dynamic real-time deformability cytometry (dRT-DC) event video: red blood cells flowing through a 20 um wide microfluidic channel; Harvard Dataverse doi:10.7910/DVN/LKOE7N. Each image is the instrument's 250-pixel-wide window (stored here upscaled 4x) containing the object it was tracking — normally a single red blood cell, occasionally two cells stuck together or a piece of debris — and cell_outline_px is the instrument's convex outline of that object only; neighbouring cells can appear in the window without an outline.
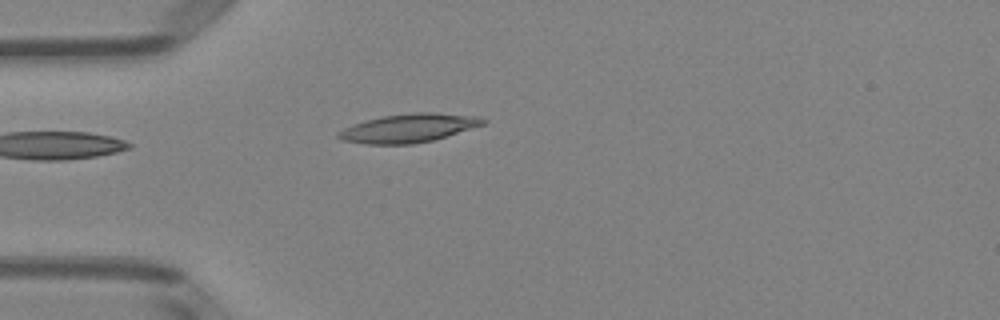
{"species": "Egyptian fruit bat (a non-hibernating species)", "species_latin": "Rousettus aegyptiacus", "temperature_condition": "room temperature", "stored_images_in_passage": 4, "camera_frame_rate_fps": 3000, "um_per_image_px": 0.085, "animal": {"sex": "female"}, "frame": {"image": 1, "passage_image": 4, "time_ms": 4.333, "image_size_px": [1000, 320], "cell_outline_px": [[488, 120], [484, 124], [432, 140], [412, 144], [364, 144], [344, 140], [336, 136], [336, 132], [352, 124], [364, 120], [384, 116], [416, 112], [432, 112], [480, 116]], "centroid_in_image_um": [34.71, 10.88], "position_along_channel_um": 50.3, "area_um2": 23.99}}